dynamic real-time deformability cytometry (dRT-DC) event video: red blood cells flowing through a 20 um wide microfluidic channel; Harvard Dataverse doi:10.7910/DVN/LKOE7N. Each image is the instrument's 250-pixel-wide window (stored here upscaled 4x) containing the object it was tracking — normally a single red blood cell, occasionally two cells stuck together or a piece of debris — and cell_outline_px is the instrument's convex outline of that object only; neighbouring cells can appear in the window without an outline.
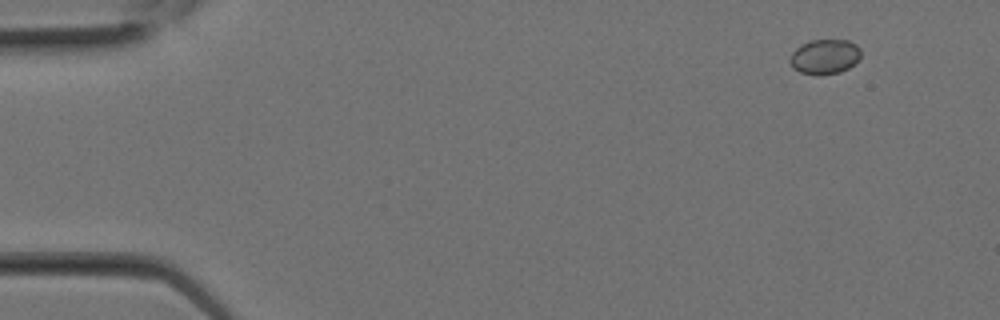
{"species": "Egyptian fruit bat (a non-hibernating species)", "species_latin": "Rousettus aegyptiacus", "temperature_condition": "room temperature", "stored_images_in_passage": 24, "camera_frame_rate_fps": 3000, "um_per_image_px": 0.085, "animal": {"sex": "female"}, "frame": {"image": 1, "passage_image": 1, "time_ms": 0.0, "image_size_px": [1000, 320], "cell_outline_px": [[860, 56], [848, 68], [840, 72], [820, 76], [800, 72], [792, 68], [788, 60], [792, 52], [796, 48], [812, 40], [848, 40], [856, 44], [860, 48]], "centroid_in_image_um": [70.07, 4.83], "position_along_channel_um": 14.9, "area_um2": 14.39}}
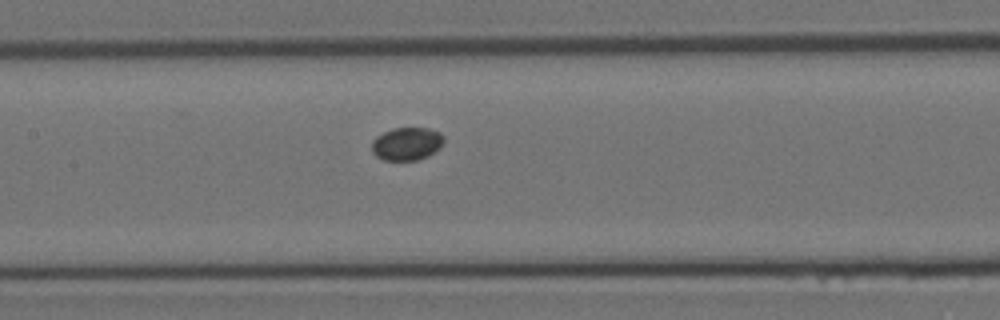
{"frame": {"image": 2, "passage_image": 11, "time_ms": 3.333, "image_size_px": [1000, 320], "cell_outline_px": [[444, 140], [440, 148], [436, 152], [428, 156], [416, 160], [384, 160], [376, 156], [372, 152], [372, 140], [376, 136], [392, 128], [428, 128], [440, 132], [444, 136]], "centroid_in_image_um": [34.59, 12.22], "position_along_channel_um": 172.8, "area_um2": 13.99}}
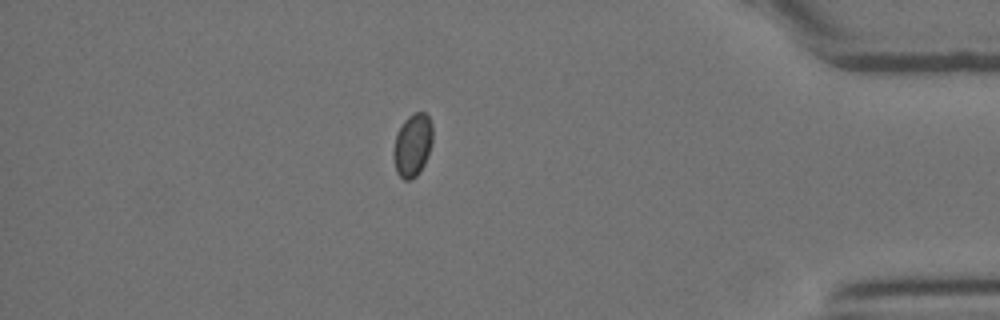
{"frame": {"image": 3, "passage_image": 21, "time_ms": 6.667, "image_size_px": [1000, 320], "cell_outline_px": [[432, 144], [428, 156], [420, 172], [412, 180], [404, 180], [396, 172], [392, 156], [392, 152], [396, 136], [404, 120], [412, 112], [424, 112], [428, 116], [432, 124]], "centroid_in_image_um": [35.06, 12.35], "position_along_channel_um": 400.1, "area_um2": 14.57}}